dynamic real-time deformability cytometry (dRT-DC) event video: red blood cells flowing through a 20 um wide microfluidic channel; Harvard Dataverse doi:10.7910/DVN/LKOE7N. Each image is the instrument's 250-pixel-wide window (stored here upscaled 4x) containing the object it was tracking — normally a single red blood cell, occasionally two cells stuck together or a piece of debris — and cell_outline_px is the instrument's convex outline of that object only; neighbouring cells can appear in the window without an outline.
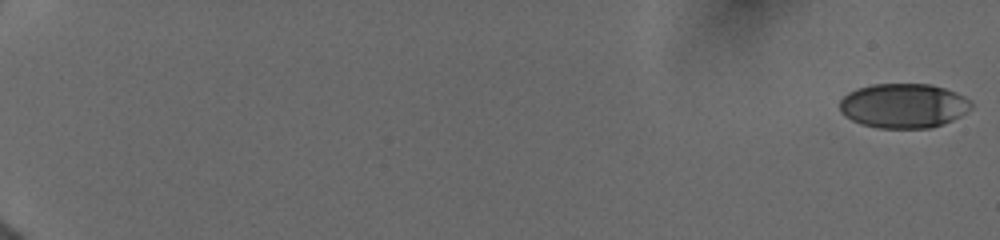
{"species": "human", "species_latin": "Homo sapiens", "temperature_condition": "cold", "stored_images_in_passage": 29, "camera_frame_rate_fps": 3000, "um_per_image_px": 0.085, "donor": {"sex": "female"}, "frame": {"image": 1, "passage_image": 1, "time_ms": 0.0, "image_size_px": [1000, 240], "cell_outline_px": [[972, 108], [960, 116], [952, 120], [932, 128], [876, 128], [860, 124], [844, 116], [840, 112], [840, 100], [848, 92], [856, 88], [872, 84], [932, 84], [956, 92], [972, 100]], "centroid_in_image_um": [76.79, 8.99], "position_along_channel_um": 8.2, "area_um2": 34.51}}
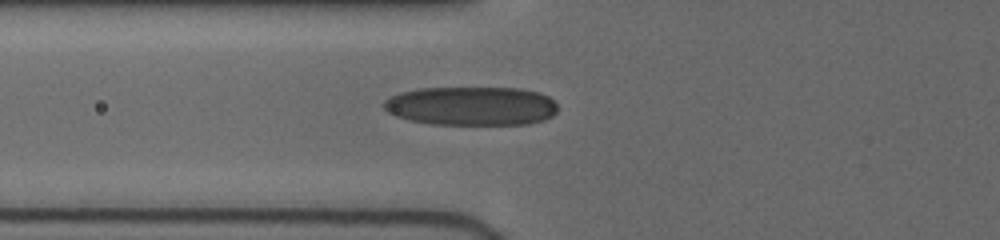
{"frame": {"image": 2, "passage_image": 17, "time_ms": 7.667, "image_size_px": [1000, 240], "cell_outline_px": [[556, 112], [552, 116], [544, 120], [528, 124], [428, 124], [408, 120], [396, 116], [388, 112], [380, 104], [384, 100], [400, 92], [416, 88], [520, 88], [540, 92], [548, 96], [556, 104]], "centroid_in_image_um": [40.04, 9.0], "position_along_channel_um": 85.8, "area_um2": 39.71}}
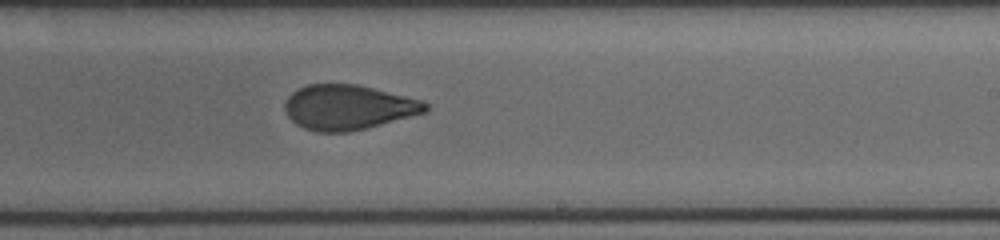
{"frame": {"image": 3, "passage_image": 29, "time_ms": 12.0, "image_size_px": [1000, 240], "cell_outline_px": [[428, 112], [348, 132], [316, 132], [304, 128], [296, 124], [288, 116], [284, 108], [284, 104], [288, 96], [292, 92], [308, 84], [356, 84], [420, 100], [428, 104]], "centroid_in_image_um": [29.56, 9.12], "position_along_channel_um": 259.4, "area_um2": 36.41}}